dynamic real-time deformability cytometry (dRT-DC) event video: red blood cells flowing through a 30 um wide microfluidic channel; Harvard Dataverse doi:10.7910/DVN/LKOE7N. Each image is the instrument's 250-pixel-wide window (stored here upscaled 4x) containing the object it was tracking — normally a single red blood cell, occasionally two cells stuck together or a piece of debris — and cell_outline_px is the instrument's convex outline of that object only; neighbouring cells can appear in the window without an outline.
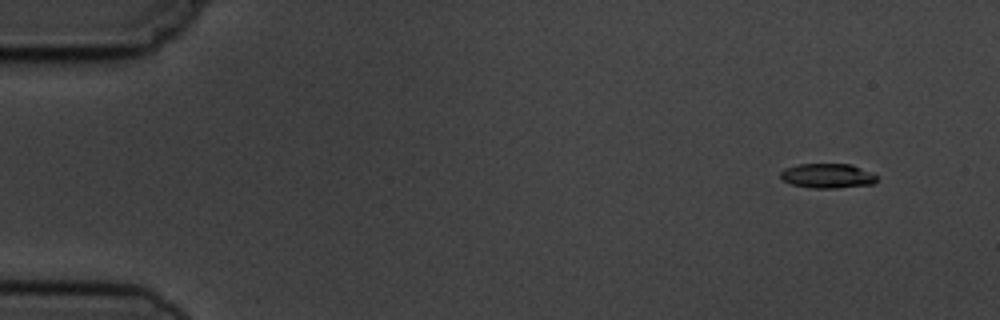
{"species": "common noctule bat (a hibernating species)", "species_latin": "Nyctalus noctula", "temperature_condition": "cold", "stored_images_in_passage": 9, "camera_frame_rate_fps": 3000, "um_per_image_px": 0.085, "animal": {"sex": "male", "body_mass_g": 19.5, "forearm_length_mm": 54.6}, "frame": {"image": 1, "passage_image": 1, "time_ms": 0.0, "image_size_px": [1000, 320], "cell_outline_px": [[880, 176], [872, 184], [836, 188], [812, 188], [792, 184], [784, 180], [780, 176], [780, 172], [784, 168], [796, 164], [852, 164], [872, 172]], "centroid_in_image_um": [70.36, 14.93], "position_along_channel_um": 14.6, "area_um2": 13.93}}
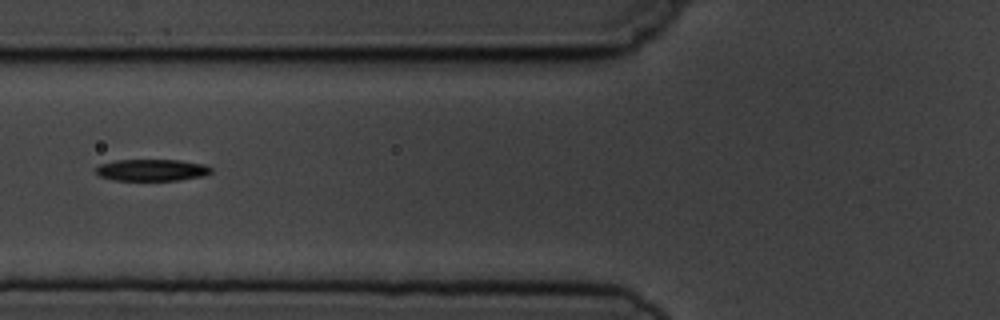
{"frame": {"image": 2, "passage_image": 6, "time_ms": 5.667, "image_size_px": [1000, 320], "cell_outline_px": [[212, 172], [204, 176], [180, 180], [112, 180], [100, 176], [96, 172], [96, 168], [100, 164], [116, 160], [180, 160], [204, 164], [212, 168]], "centroid_in_image_um": [12.93, 14.45], "position_along_channel_um": 112.9, "area_um2": 14.62}}
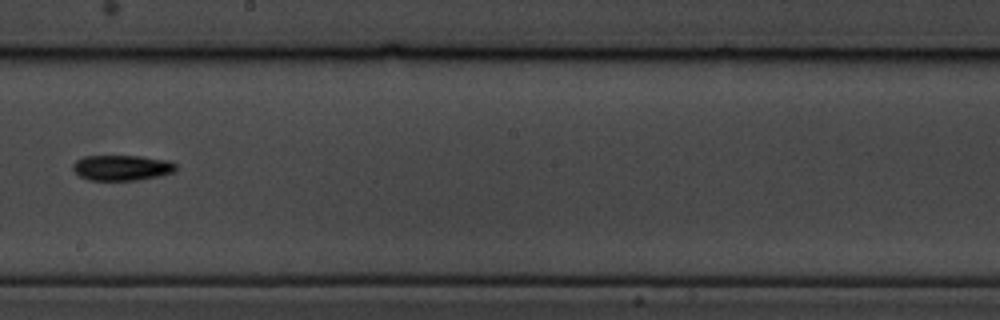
{"frame": {"image": 3, "passage_image": 9, "time_ms": 9.0, "image_size_px": [1000, 320], "cell_outline_px": [[176, 168], [172, 172], [160, 176], [136, 180], [88, 180], [80, 176], [72, 168], [72, 164], [76, 160], [84, 156], [140, 156], [168, 160], [176, 164]], "centroid_in_image_um": [10.34, 14.25], "position_along_channel_um": 237.9, "area_um2": 15.26}}